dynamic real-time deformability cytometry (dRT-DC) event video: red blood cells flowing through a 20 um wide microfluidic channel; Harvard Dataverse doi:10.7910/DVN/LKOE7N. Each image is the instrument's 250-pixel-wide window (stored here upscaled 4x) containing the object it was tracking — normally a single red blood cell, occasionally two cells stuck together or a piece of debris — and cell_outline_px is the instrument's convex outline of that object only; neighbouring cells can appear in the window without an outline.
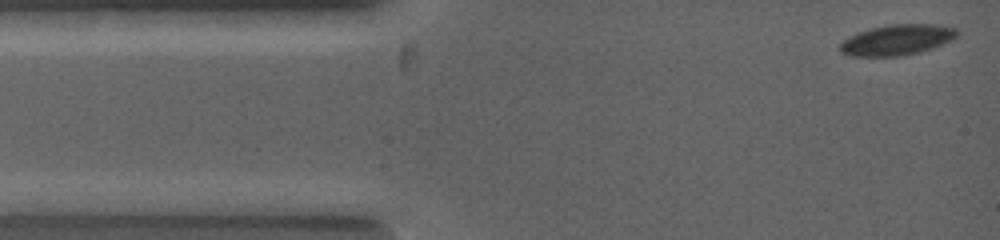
{"species": "common noctule bat (a hibernating species)", "species_latin": "Nyctalus noctula", "temperature_condition": "warm", "stored_images_in_passage": 2, "camera_frame_rate_fps": 5000, "um_per_image_px": 0.085, "animal": {"sex": "female", "body_mass_g": 19.0, "forearm_length_mm": 53.3}, "frame": {"image": 1, "passage_image": 2, "time_ms": 0.2, "image_size_px": [1000, 240], "cell_outline_px": [[956, 36], [932, 48], [920, 52], [896, 56], [852, 56], [840, 52], [840, 44], [844, 40], [860, 32], [872, 28], [888, 24], [932, 24], [956, 28]], "centroid_in_image_um": [76.21, 3.39], "position_along_channel_um": 8.8, "area_um2": 20.35}}